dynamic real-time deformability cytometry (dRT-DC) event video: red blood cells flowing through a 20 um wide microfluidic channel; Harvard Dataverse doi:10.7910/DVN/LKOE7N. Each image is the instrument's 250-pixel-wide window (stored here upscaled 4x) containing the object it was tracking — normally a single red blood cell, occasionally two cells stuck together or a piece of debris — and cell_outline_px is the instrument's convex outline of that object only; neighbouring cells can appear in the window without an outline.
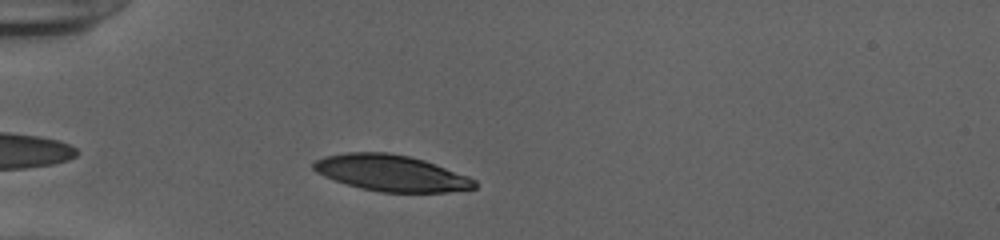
{"species": "human", "species_latin": "Homo sapiens", "temperature_condition": "cold", "stored_images_in_passage": 33, "camera_frame_rate_fps": 3000, "um_per_image_px": 0.085, "donor": {"sex": "female"}, "frame": {"image": 1, "passage_image": 3, "time_ms": 0.667, "image_size_px": [1000, 240], "cell_outline_px": [[476, 188], [448, 192], [380, 192], [360, 188], [324, 176], [316, 172], [312, 168], [312, 164], [316, 160], [324, 156], [348, 152], [388, 152], [408, 156], [424, 160], [468, 176], [476, 180]], "centroid_in_image_um": [33.25, 14.71], "position_along_channel_um": 51.8, "area_um2": 33.87}}
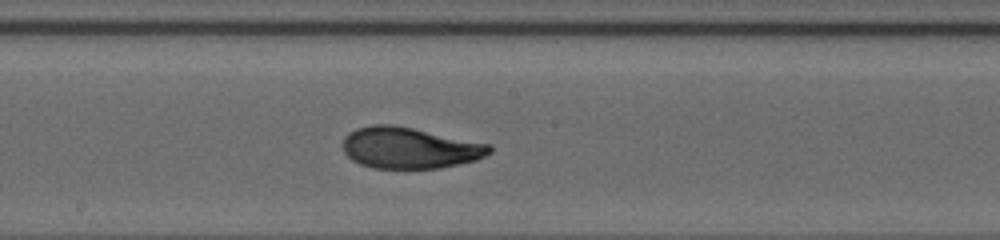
{"frame": {"image": 2, "passage_image": 17, "time_ms": 5.333, "image_size_px": [1000, 240], "cell_outline_px": [[492, 152], [476, 160], [440, 168], [372, 168], [360, 164], [352, 160], [344, 152], [344, 136], [348, 132], [356, 128], [372, 124], [392, 124], [492, 144]], "centroid_in_image_um": [34.81, 12.56], "position_along_channel_um": 213.4, "area_um2": 35.32}}
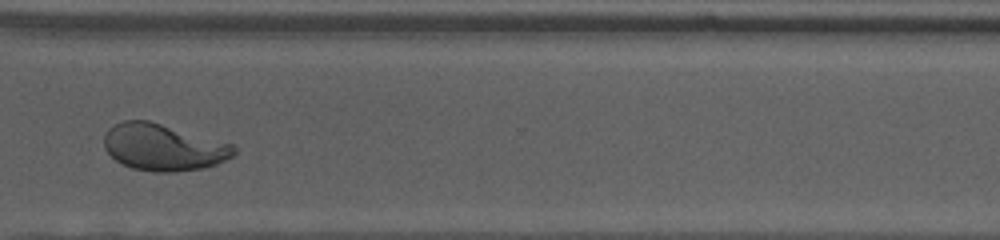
{"frame": {"image": 3, "passage_image": 28, "time_ms": 9.0, "image_size_px": [1000, 240], "cell_outline_px": [[236, 152], [232, 156], [216, 164], [204, 168], [176, 172], [152, 172], [132, 168], [116, 160], [104, 148], [104, 136], [108, 128], [124, 120], [148, 120], [232, 144], [236, 148]], "centroid_in_image_um": [13.87, 12.52], "position_along_channel_um": 356.7, "area_um2": 35.14}, "authors_computed_cell_mechanics": {"area_um2": 35.0268, "velocity_mm_per_s": 3.9049, "shape_relaxation_time_tau1_ms": 8.3234, "shape_relaxation_time_tau2_ms": 1.2981, "deformation_change_tau1": 0.2749, "deformation_change_tau2": 0.0639}}